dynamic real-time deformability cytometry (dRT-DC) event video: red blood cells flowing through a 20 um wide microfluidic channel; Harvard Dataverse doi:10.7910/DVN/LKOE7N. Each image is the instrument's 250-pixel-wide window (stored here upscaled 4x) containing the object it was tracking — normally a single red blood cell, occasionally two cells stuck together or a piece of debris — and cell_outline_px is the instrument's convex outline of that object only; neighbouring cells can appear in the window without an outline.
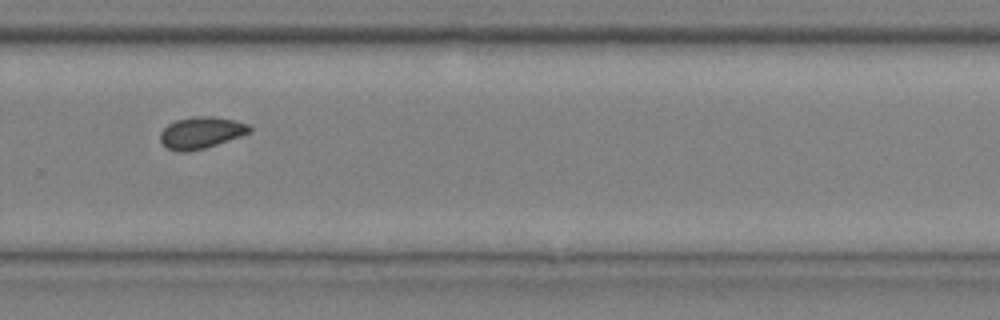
{"species": "common noctule bat (a hibernating species)", "species_latin": "Nyctalus noctula", "temperature_condition": "cold", "stored_images_in_passage": 10, "camera_frame_rate_fps": 3000, "um_per_image_px": 0.085, "animal": {"sex": "male", "body_mass_g": 20.4}, "frame": {"image": 1, "passage_image": 7, "time_ms": 2.0, "image_size_px": [1000, 320], "cell_outline_px": [[252, 132], [204, 148], [188, 152], [176, 152], [168, 148], [160, 140], [160, 132], [168, 124], [176, 120], [192, 116], [212, 116], [236, 120], [248, 124], [252, 128]], "centroid_in_image_um": [17.1, 11.27], "position_along_channel_um": 312.7, "area_um2": 16.53}}
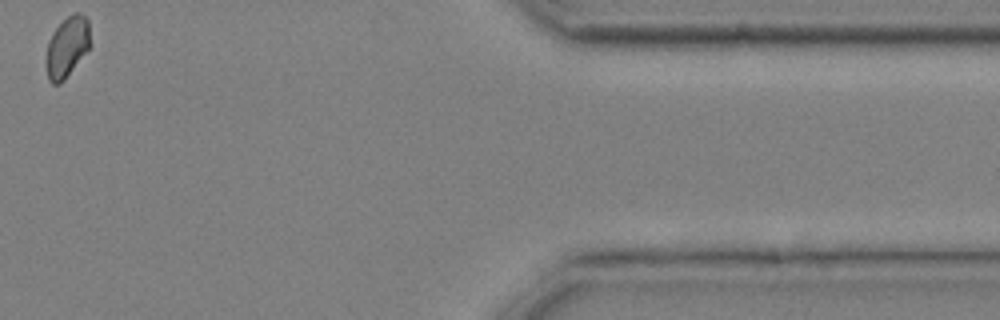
{"frame": {"image": 2, "passage_image": 10, "time_ms": 3.0, "image_size_px": [1000, 320], "cell_outline_px": [[92, 44], [64, 80], [60, 84], [52, 84], [48, 80], [48, 40], [52, 32], [68, 16], [76, 12], [80, 12], [88, 20]], "centroid_in_image_um": [5.75, 3.96], "position_along_channel_um": 405.7, "area_um2": 15.32}}